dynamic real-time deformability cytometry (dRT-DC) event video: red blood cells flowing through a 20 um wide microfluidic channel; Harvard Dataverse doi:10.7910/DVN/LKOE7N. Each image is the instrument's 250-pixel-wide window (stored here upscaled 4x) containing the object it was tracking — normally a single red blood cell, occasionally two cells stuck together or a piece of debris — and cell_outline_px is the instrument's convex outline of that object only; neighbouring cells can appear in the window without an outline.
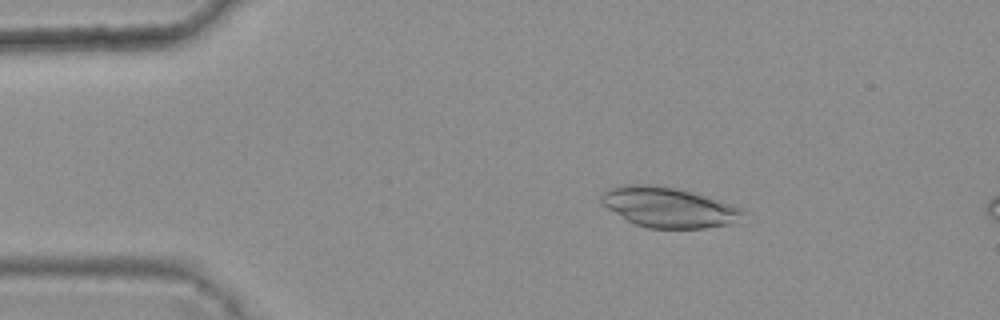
{"species": "common noctule bat (a hibernating species)", "species_latin": "Nyctalus noctula", "temperature_condition": "warm", "stored_images_in_passage": 5, "camera_frame_rate_fps": 3000, "um_per_image_px": 0.085, "animal": {"sex": "female", "body_mass_g": 25.1}, "frame": {"image": 1, "passage_image": 3, "time_ms": 0.667, "image_size_px": [1000, 320], "cell_outline_px": [[744, 212], [728, 224], [704, 228], [648, 228], [636, 224], [628, 220], [608, 208], [600, 200], [600, 192], [604, 188], [620, 184], [648, 184], [676, 188], [692, 192], [740, 208]], "centroid_in_image_um": [56.69, 17.59], "position_along_channel_um": 28.3, "area_um2": 32.54}}